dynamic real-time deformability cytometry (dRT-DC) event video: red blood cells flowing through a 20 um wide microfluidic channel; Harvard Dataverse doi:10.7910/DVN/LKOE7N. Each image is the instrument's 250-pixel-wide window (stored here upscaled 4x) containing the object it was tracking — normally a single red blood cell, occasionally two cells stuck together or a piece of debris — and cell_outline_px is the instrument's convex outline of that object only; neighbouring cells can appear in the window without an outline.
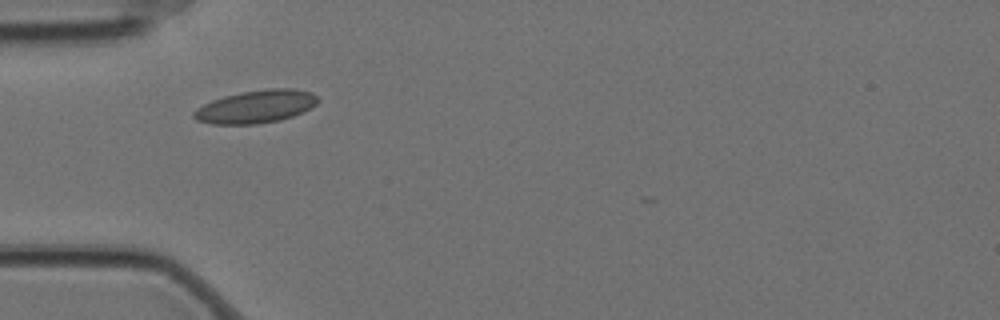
{"species": "Egyptian fruit bat (a non-hibernating species)", "species_latin": "Rousettus aegyptiacus", "temperature_condition": "cold", "stored_images_in_passage": 4, "camera_frame_rate_fps": 3000, "um_per_image_px": 0.085, "animal": {"sex": "female"}, "frame": {"image": 1, "passage_image": 3, "time_ms": 0.667, "image_size_px": [1000, 320], "cell_outline_px": [[320, 100], [316, 104], [292, 116], [280, 120], [256, 124], [212, 124], [196, 120], [192, 116], [192, 112], [196, 108], [212, 100], [224, 96], [240, 92], [268, 88], [296, 88], [312, 92]], "centroid_in_image_um": [21.73, 9.05], "position_along_channel_um": 63.3, "area_um2": 23.81}}
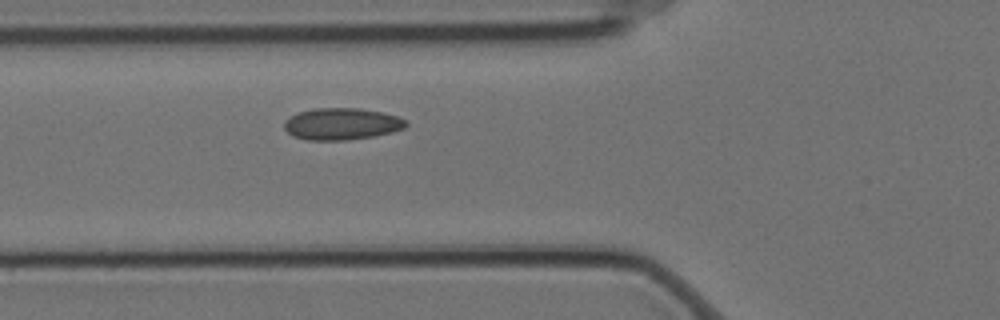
{"frame": {"image": 2, "passage_image": 4, "time_ms": 1.0, "image_size_px": [1000, 320], "cell_outline_px": [[408, 124], [404, 128], [392, 132], [376, 136], [348, 140], [308, 140], [292, 136], [284, 128], [284, 120], [300, 112], [312, 108], [360, 108], [384, 112], [396, 116], [404, 120]], "centroid_in_image_um": [29.04, 10.53], "position_along_channel_um": 96.8, "area_um2": 22.66}}